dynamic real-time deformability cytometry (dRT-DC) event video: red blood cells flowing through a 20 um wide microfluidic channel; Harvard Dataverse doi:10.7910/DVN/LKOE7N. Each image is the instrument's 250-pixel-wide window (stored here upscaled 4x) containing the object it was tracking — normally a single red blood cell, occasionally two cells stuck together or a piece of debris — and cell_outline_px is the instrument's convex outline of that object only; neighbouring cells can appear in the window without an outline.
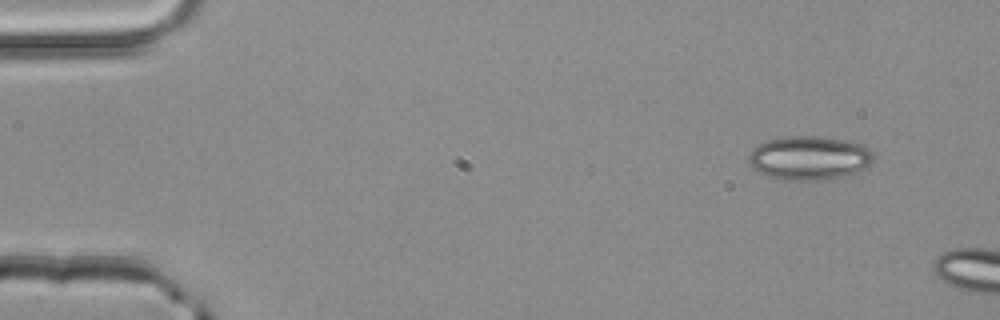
{"species": "common noctule bat (a hibernating species)", "species_latin": "Nyctalus noctula", "temperature_condition": "room temperature", "stored_images_in_passage": 5, "camera_frame_rate_fps": 3000, "um_per_image_px": 0.085, "animal": {"sex": "male", "body_mass_g": 20.4}, "frame": {"image": 1, "passage_image": 1, "time_ms": 0.0, "image_size_px": [1000, 320], "cell_outline_px": [[876, 156], [868, 168], [844, 176], [816, 180], [792, 180], [772, 176], [760, 172], [752, 168], [748, 164], [748, 156], [752, 148], [764, 140], [792, 136], [816, 136], [844, 140], [860, 144], [868, 148]], "centroid_in_image_um": [68.79, 13.41], "position_along_channel_um": 16.2, "area_um2": 31.91}}